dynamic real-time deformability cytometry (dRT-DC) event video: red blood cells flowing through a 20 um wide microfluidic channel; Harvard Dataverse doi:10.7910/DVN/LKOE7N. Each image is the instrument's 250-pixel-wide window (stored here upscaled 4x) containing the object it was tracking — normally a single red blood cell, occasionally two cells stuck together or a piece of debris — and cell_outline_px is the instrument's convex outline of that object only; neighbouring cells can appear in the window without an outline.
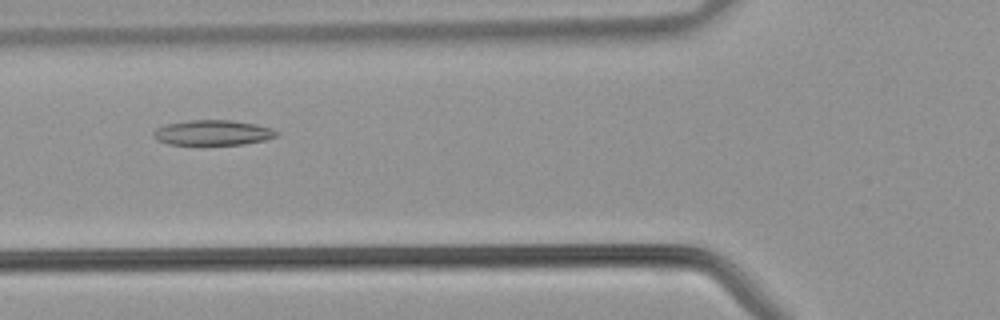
{"species": "common noctule bat (a hibernating species)", "species_latin": "Nyctalus noctula", "temperature_condition": "warm", "stored_images_in_passage": 36, "camera_frame_rate_fps": 3000, "um_per_image_px": 0.085, "animal": {"sex": "male", "body_mass_g": 21.5, "forearm_length_mm": 52.0}, "frame": {"image": 1, "passage_image": 13, "time_ms": 4.0, "image_size_px": [1000, 320], "cell_outline_px": [[280, 132], [276, 136], [264, 140], [244, 144], [168, 144], [156, 140], [152, 136], [152, 132], [156, 128], [164, 124], [188, 120], [232, 120], [256, 124], [272, 128]], "centroid_in_image_um": [18.06, 11.26], "position_along_channel_um": 107.7, "area_um2": 18.15}}
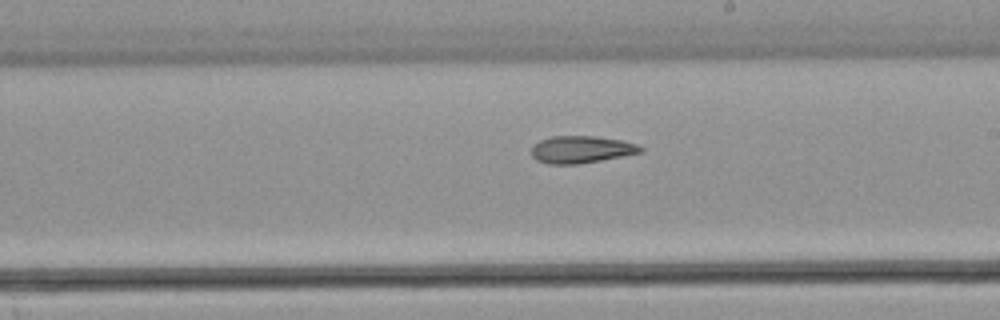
{"frame": {"image": 2, "passage_image": 21, "time_ms": 6.667, "image_size_px": [1000, 320], "cell_outline_px": [[644, 152], [600, 160], [576, 164], [548, 164], [536, 160], [532, 156], [532, 144], [540, 140], [552, 136], [596, 136], [620, 140], [636, 144], [644, 148]], "centroid_in_image_um": [49.39, 12.7], "position_along_channel_um": 239.6, "area_um2": 17.28}}
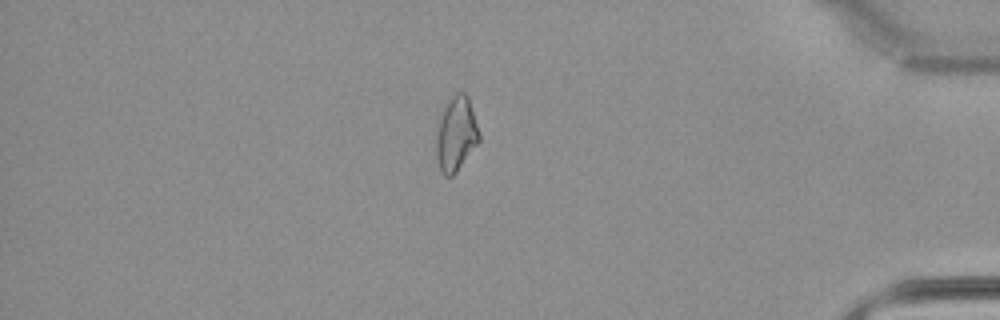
{"frame": {"image": 3, "passage_image": 33, "time_ms": 10.667, "image_size_px": [1000, 320], "cell_outline_px": [[480, 140], [456, 172], [452, 176], [444, 176], [440, 172], [436, 156], [436, 136], [440, 120], [444, 108], [448, 100], [456, 92], [464, 92], [468, 96], [480, 136]], "centroid_in_image_um": [38.76, 11.41], "position_along_channel_um": 396.4, "area_um2": 18.38}}